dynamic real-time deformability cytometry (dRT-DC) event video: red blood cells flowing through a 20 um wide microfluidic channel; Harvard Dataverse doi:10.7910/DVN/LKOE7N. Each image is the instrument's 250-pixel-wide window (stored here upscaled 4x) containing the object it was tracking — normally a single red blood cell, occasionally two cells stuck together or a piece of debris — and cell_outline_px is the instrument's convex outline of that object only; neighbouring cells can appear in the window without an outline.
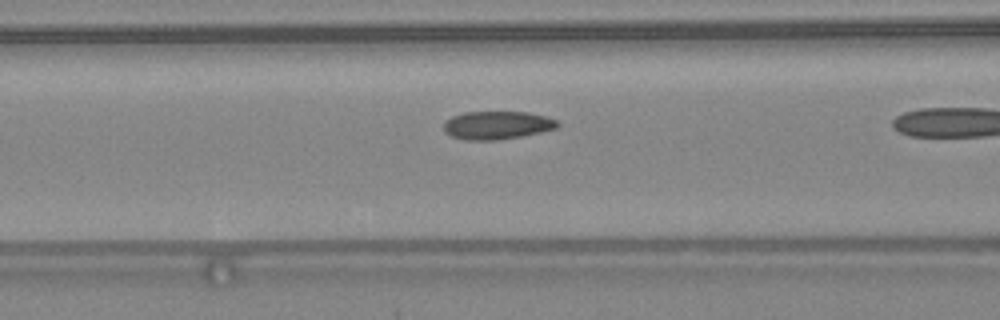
{"species": "common noctule bat (a hibernating species)", "species_latin": "Nyctalus noctula", "temperature_condition": "warm", "stored_images_in_passage": 15, "camera_frame_rate_fps": 3000, "um_per_image_px": 0.085, "animal": {"sex": "female", "body_mass_g": 24.6, "forearm_length_mm": 56.2}, "frame": {"image": 1, "passage_image": 13, "time_ms": 4.0, "image_size_px": [1000, 320], "cell_outline_px": [[560, 124], [556, 128], [540, 132], [520, 136], [496, 140], [464, 140], [452, 136], [444, 132], [444, 124], [452, 116], [464, 112], [528, 112], [548, 116], [556, 120]], "centroid_in_image_um": [42.26, 10.64], "position_along_channel_um": 124.3, "area_um2": 18.61}}